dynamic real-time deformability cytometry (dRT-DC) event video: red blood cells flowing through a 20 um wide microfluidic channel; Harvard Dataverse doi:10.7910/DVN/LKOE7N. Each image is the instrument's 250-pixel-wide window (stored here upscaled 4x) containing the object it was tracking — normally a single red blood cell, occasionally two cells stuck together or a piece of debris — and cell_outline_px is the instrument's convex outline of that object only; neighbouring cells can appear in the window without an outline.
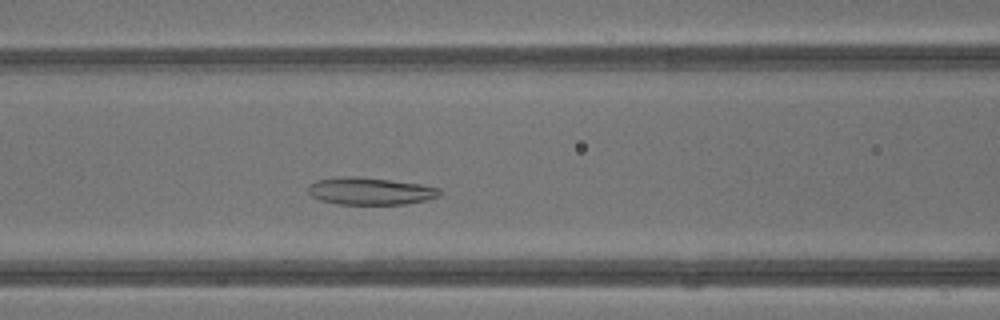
{"species": "common noctule bat (a hibernating species)", "species_latin": "Nyctalus noctula", "temperature_condition": "warm", "stored_images_in_passage": 32, "camera_frame_rate_fps": 3000, "um_per_image_px": 0.085, "animal": {"sex": "male", "body_mass_g": 13.3}, "frame": {"image": 1, "passage_image": 7, "time_ms": 2.0, "image_size_px": [1000, 320], "cell_outline_px": [[440, 196], [428, 200], [404, 204], [336, 204], [320, 200], [312, 196], [308, 192], [308, 184], [316, 180], [340, 176], [356, 176], [420, 184], [440, 188]], "centroid_in_image_um": [31.44, 16.24], "position_along_channel_um": 135.2, "area_um2": 20.98}}
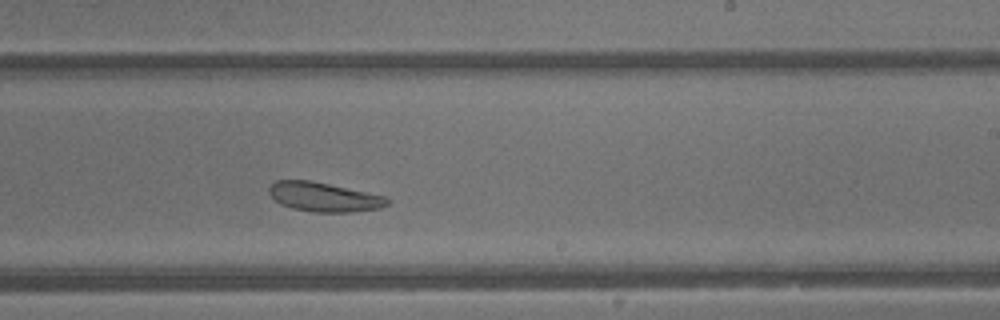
{"frame": {"image": 2, "passage_image": 15, "time_ms": 4.667, "image_size_px": [1000, 320], "cell_outline_px": [[392, 200], [388, 204], [380, 208], [352, 212], [312, 212], [292, 208], [280, 204], [268, 192], [268, 188], [276, 180], [308, 180], [388, 196]], "centroid_in_image_um": [27.57, 16.75], "position_along_channel_um": 261.4, "area_um2": 20.23}}
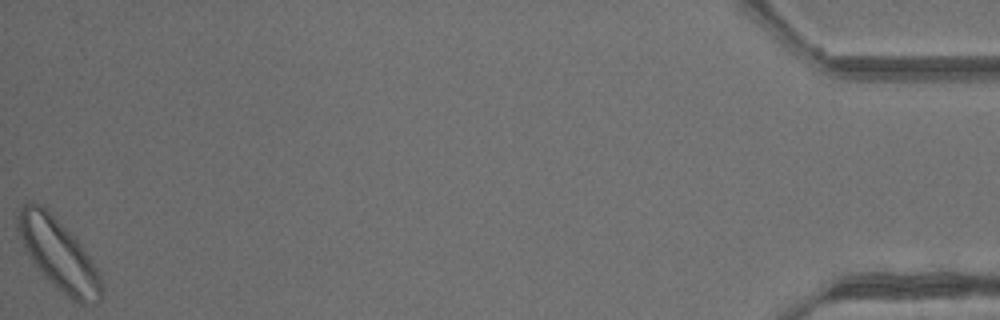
{"frame": {"image": 3, "passage_image": 32, "time_ms": 10.333, "image_size_px": [1000, 320], "cell_outline_px": [[104, 296], [96, 304], [80, 304], [72, 300], [52, 284], [36, 268], [28, 256], [24, 248], [20, 236], [16, 216], [20, 208], [28, 200], [32, 200], [48, 208], [80, 244], [96, 268], [100, 276], [104, 288]], "centroid_in_image_um": [4.97, 21.63], "position_along_channel_um": 430.2, "area_um2": 34.85}, "authors_computed_cell_mechanics": {"area_um2": 22.2241, "velocity_mm_per_s": 4.7524, "shape_relaxation_time_tau1_ms": 5.0369, "shape_relaxation_time_tau2_ms": null, "deformation_change_tau1": 0.0787, "deformation_change_tau2": null}}